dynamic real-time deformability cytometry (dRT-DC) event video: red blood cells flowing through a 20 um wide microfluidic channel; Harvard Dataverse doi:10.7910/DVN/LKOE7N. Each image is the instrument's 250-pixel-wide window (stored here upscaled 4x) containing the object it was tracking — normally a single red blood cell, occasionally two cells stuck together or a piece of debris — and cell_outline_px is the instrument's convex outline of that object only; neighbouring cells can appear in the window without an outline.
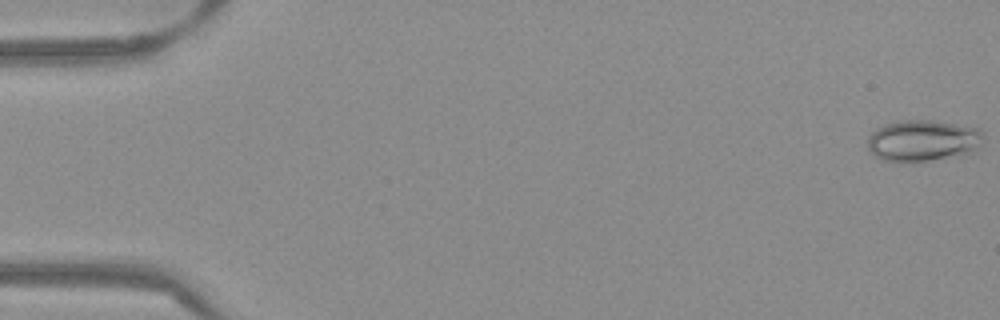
{"species": "Egyptian fruit bat (a non-hibernating species)", "species_latin": "Rousettus aegyptiacus", "temperature_condition": "warm", "stored_images_in_passage": 53, "camera_frame_rate_fps": 3000, "um_per_image_px": 0.085, "frame": {"image": 1, "passage_image": 1, "time_ms": 0.0, "image_size_px": [1000, 320], "cell_outline_px": [[984, 136], [980, 148], [976, 152], [964, 156], [912, 164], [908, 164], [880, 160], [868, 148], [868, 136], [876, 128], [884, 124], [900, 120], [932, 120], [980, 128], [984, 132]], "centroid_in_image_um": [78.5, 12.0], "position_along_channel_um": 6.5, "area_um2": 29.25}}
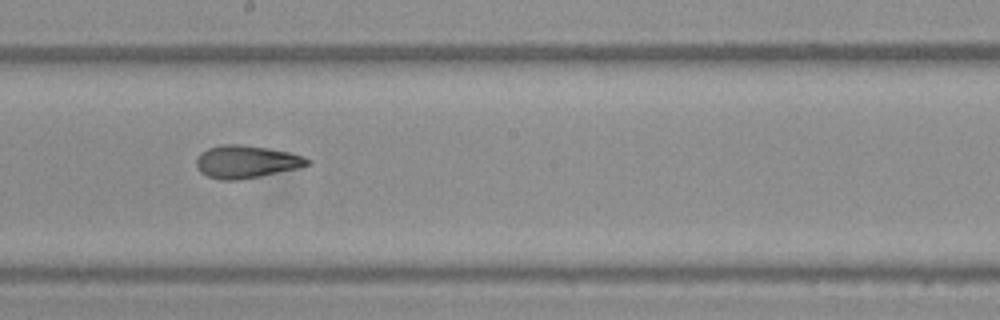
{"frame": {"image": 2, "passage_image": 30, "time_ms": 9.667, "image_size_px": [1000, 320], "cell_outline_px": [[312, 164], [300, 168], [240, 180], [220, 180], [208, 176], [200, 172], [196, 168], [196, 160], [200, 152], [208, 148], [224, 144], [244, 144], [288, 152], [304, 156], [312, 160]], "centroid_in_image_um": [20.95, 13.75], "position_along_channel_um": 227.3, "area_um2": 21.39}}
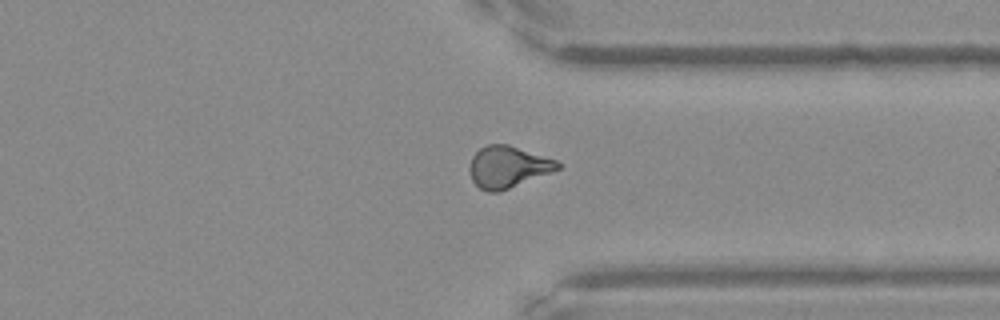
{"frame": {"image": 3, "passage_image": 41, "time_ms": 13.333, "image_size_px": [1000, 320], "cell_outline_px": [[564, 164], [560, 168], [552, 172], [500, 192], [488, 192], [480, 188], [472, 180], [468, 168], [472, 156], [480, 148], [488, 144], [508, 144], [556, 160]], "centroid_in_image_um": [43.17, 14.19], "position_along_channel_um": 368.2, "area_um2": 21.5}, "authors_computed_cell_mechanics": {"area_um2": 21.5016, "velocity_mm_per_s": 3.8637, "shape_relaxation_time_tau1_ms": null, "shape_relaxation_time_tau2_ms": 1.8707, "deformation_change_tau1": null, "deformation_change_tau2": 0.0796}}